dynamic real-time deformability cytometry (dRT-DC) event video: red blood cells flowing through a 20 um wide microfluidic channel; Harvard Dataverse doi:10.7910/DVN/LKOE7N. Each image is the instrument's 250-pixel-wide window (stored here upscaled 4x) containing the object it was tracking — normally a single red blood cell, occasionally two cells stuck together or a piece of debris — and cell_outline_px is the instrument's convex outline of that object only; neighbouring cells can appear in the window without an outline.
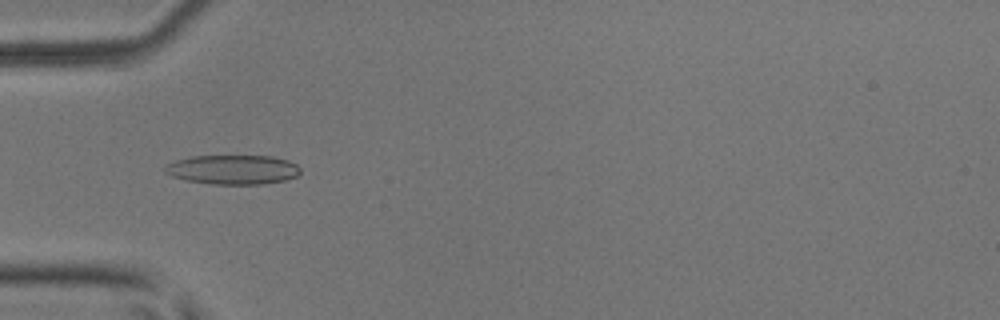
{"species": "common noctule bat (a hibernating species)", "species_latin": "Nyctalus noctula", "temperature_condition": "room temperature", "stored_images_in_passage": 42, "camera_frame_rate_fps": 3000, "um_per_image_px": 0.085, "animal": {"sex": "male", "body_mass_g": 17.9, "forearm_length_mm": 54.2}, "frame": {"image": 1, "passage_image": 7, "time_ms": 2.0, "image_size_px": [1000, 320], "cell_outline_px": [[300, 172], [296, 176], [284, 180], [264, 184], [212, 184], [184, 180], [172, 176], [164, 172], [164, 168], [168, 164], [176, 160], [192, 156], [272, 156], [288, 160], [296, 164], [300, 168]], "centroid_in_image_um": [19.79, 14.42], "position_along_channel_um": 65.2, "area_um2": 23.18}}
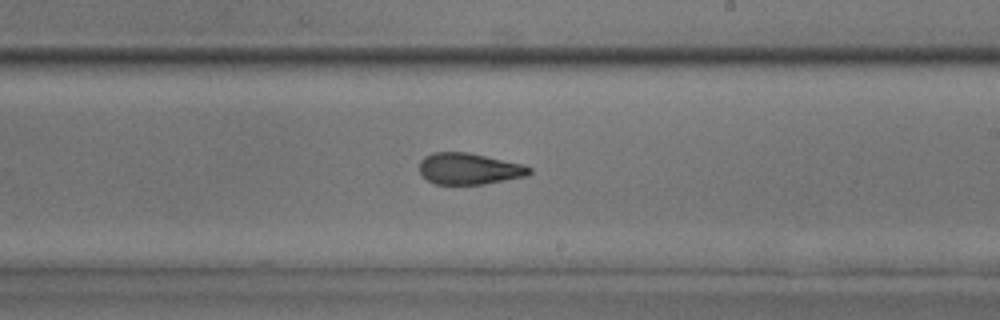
{"frame": {"image": 2, "passage_image": 21, "time_ms": 6.667, "image_size_px": [1000, 320], "cell_outline_px": [[532, 172], [528, 176], [484, 184], [436, 184], [428, 180], [420, 172], [420, 160], [424, 156], [432, 152], [468, 152], [524, 164], [532, 168]], "centroid_in_image_um": [39.91, 14.34], "position_along_channel_um": 249.1, "area_um2": 20.23}}
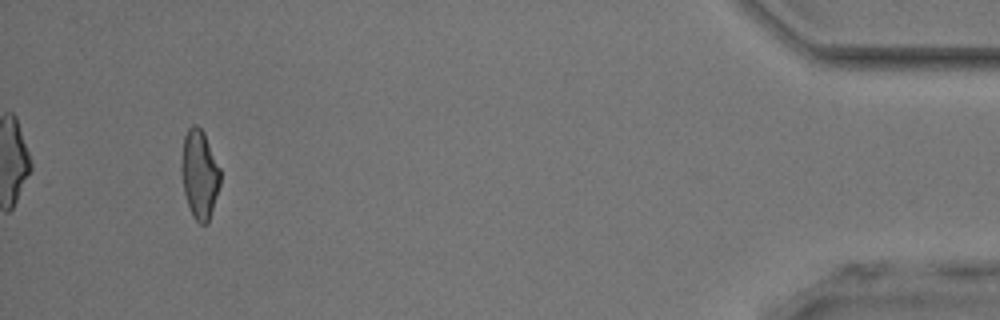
{"frame": {"image": 3, "passage_image": 39, "time_ms": 12.667, "image_size_px": [1000, 320], "cell_outline_px": [[220, 184], [208, 224], [200, 224], [192, 216], [184, 192], [180, 168], [184, 136], [188, 128], [192, 124], [196, 124], [204, 132], [220, 168]], "centroid_in_image_um": [16.95, 14.8], "position_along_channel_um": 418.2, "area_um2": 20.17}, "authors_computed_cell_mechanics": {"area_um2": 20.6924, "velocity_mm_per_s": 3.9898, "shape_relaxation_time_tau1_ms": 8.7927, "shape_relaxation_time_tau2_ms": 2.097, "deformation_change_tau1": 0.2127, "deformation_change_tau2": 0.0905}}